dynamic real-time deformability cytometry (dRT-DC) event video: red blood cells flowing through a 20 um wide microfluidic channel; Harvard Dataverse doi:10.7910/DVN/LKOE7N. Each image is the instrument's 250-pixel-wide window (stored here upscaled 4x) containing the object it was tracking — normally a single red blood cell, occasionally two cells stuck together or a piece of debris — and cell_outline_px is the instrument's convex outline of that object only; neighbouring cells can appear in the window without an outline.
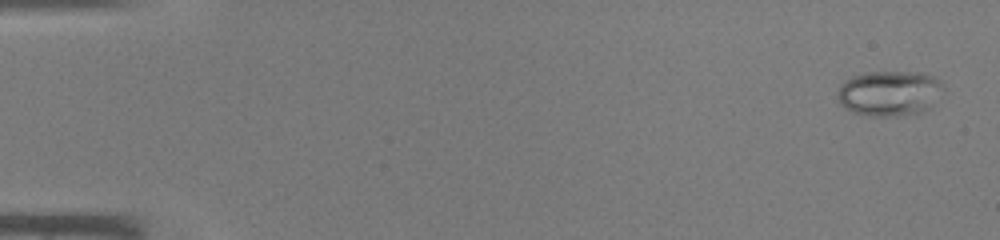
{"species": "common noctule bat (a hibernating species)", "species_latin": "Nyctalus noctula", "temperature_condition": "warm", "stored_images_in_passage": 45, "camera_frame_rate_fps": 3000, "um_per_image_px": 0.085, "animal": {"sex": "male", "body_mass_g": 19.0, "forearm_length_mm": 50.8}, "frame": {"image": 1, "passage_image": 2, "time_ms": 0.333, "image_size_px": [1000, 240], "cell_outline_px": [[944, 88], [932, 108], [920, 112], [900, 116], [872, 116], [852, 112], [840, 104], [836, 96], [836, 92], [840, 84], [844, 80], [852, 76], [864, 72], [924, 72], [940, 80], [944, 84]], "centroid_in_image_um": [75.6, 7.92], "position_along_channel_um": 9.4, "area_um2": 28.5}}
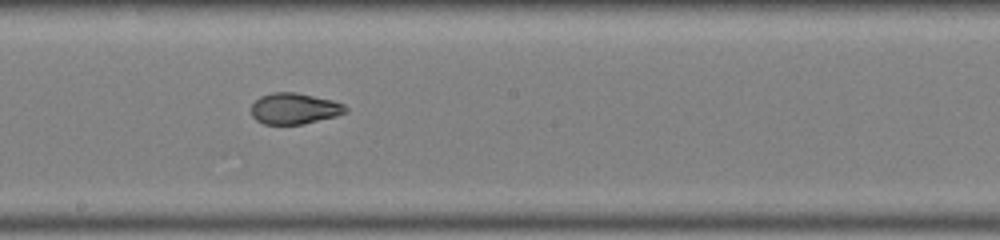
{"frame": {"image": 2, "passage_image": 26, "time_ms": 8.333, "image_size_px": [1000, 240], "cell_outline_px": [[348, 112], [336, 116], [304, 124], [264, 124], [256, 120], [252, 116], [252, 104], [260, 96], [272, 92], [296, 92], [332, 100], [344, 104], [348, 108]], "centroid_in_image_um": [25.04, 9.23], "position_along_channel_um": 223.2, "area_um2": 17.17}}
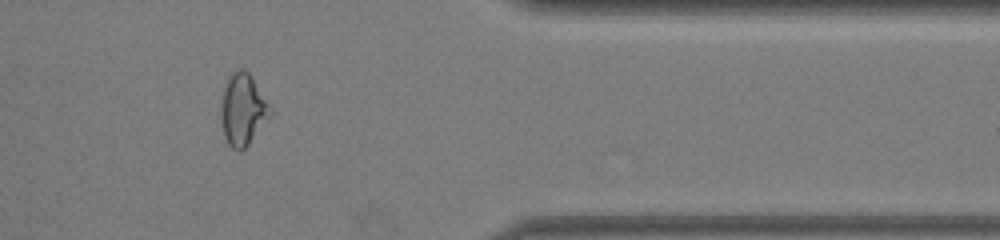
{"frame": {"image": 3, "passage_image": 38, "time_ms": 12.333, "image_size_px": [1000, 240], "cell_outline_px": [[272, 112], [248, 144], [240, 152], [232, 148], [228, 144], [224, 136], [224, 88], [228, 76], [232, 72], [240, 68], [244, 68], [248, 72], [268, 104]], "centroid_in_image_um": [20.66, 9.3], "position_along_channel_um": 390.7, "area_um2": 19.31}}